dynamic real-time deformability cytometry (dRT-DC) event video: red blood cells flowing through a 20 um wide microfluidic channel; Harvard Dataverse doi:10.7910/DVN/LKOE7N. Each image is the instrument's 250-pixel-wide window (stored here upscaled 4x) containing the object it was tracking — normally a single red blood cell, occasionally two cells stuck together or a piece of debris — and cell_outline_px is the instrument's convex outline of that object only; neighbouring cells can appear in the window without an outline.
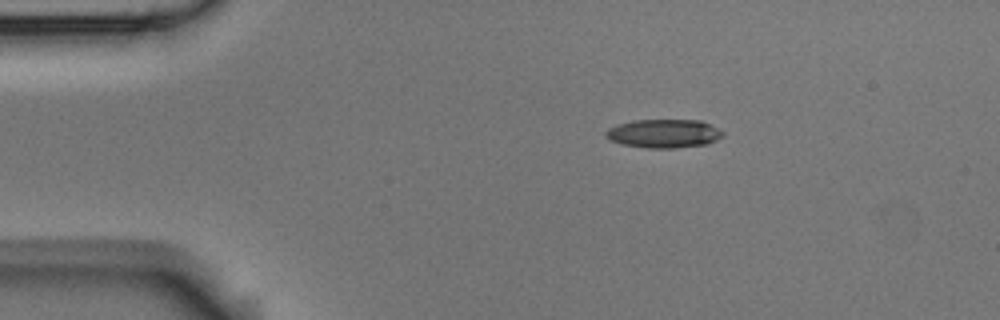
{"species": "Egyptian fruit bat (a non-hibernating species)", "species_latin": "Rousettus aegyptiacus", "temperature_condition": "room temperature", "stored_images_in_passage": 5, "camera_frame_rate_fps": 3000, "um_per_image_px": 0.085, "animal": {"sex": "male"}, "frame": {"image": 1, "passage_image": 2, "time_ms": 0.333, "image_size_px": [1000, 320], "cell_outline_px": [[724, 136], [708, 144], [676, 148], [648, 148], [620, 144], [604, 136], [604, 132], [608, 128], [616, 124], [632, 120], [700, 120], [724, 132]], "centroid_in_image_um": [56.39, 11.35], "position_along_channel_um": 28.6, "area_um2": 19.65}}
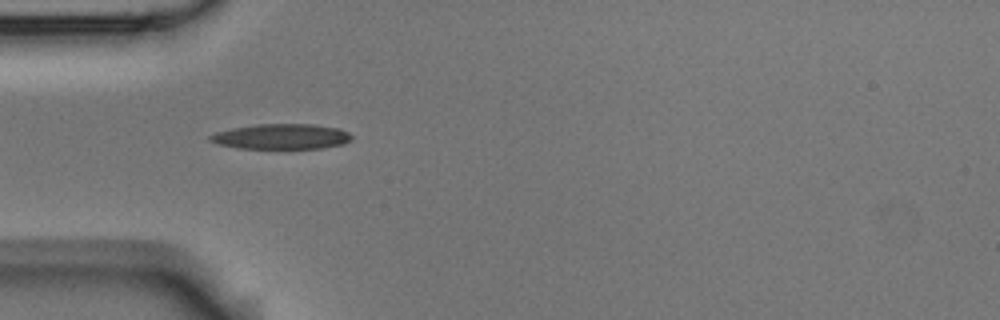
{"frame": {"image": 2, "passage_image": 4, "time_ms": 1.0, "image_size_px": [1000, 320], "cell_outline_px": [[352, 140], [344, 144], [320, 148], [240, 148], [216, 144], [208, 140], [208, 136], [216, 132], [232, 128], [256, 124], [312, 124], [340, 128], [348, 132], [352, 136]], "centroid_in_image_um": [23.92, 11.6], "position_along_channel_um": 61.1, "area_um2": 20.92}}
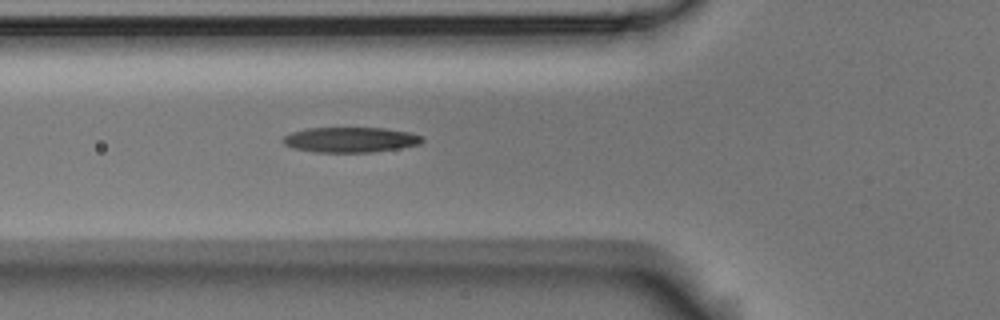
{"frame": {"image": 3, "passage_image": 5, "time_ms": 1.333, "image_size_px": [1000, 320], "cell_outline_px": [[424, 140], [420, 144], [400, 148], [372, 152], [316, 152], [296, 148], [284, 144], [280, 140], [284, 136], [292, 132], [304, 128], [384, 128], [408, 132], [424, 136]], "centroid_in_image_um": [29.8, 11.87], "position_along_channel_um": 96.0, "area_um2": 20.46}}